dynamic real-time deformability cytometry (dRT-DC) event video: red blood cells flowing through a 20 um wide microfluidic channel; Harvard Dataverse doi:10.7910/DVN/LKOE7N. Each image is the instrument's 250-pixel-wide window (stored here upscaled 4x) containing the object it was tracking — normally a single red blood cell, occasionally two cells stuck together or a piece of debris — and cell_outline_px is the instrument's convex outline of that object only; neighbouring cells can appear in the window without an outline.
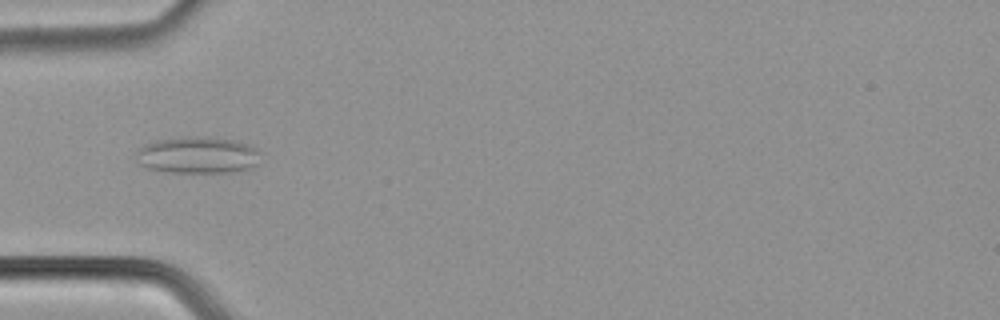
{"species": "common noctule bat (a hibernating species)", "species_latin": "Nyctalus noctula", "temperature_condition": "cold", "stored_images_in_passage": 51, "camera_frame_rate_fps": 3000, "um_per_image_px": 0.085, "animal": {"sex": "male", "body_mass_g": 21.5, "forearm_length_mm": 52.0}, "frame": {"image": 1, "passage_image": 14, "time_ms": 4.333, "image_size_px": [1000, 320], "cell_outline_px": [[256, 164], [248, 168], [232, 172], [168, 172], [148, 168], [140, 164], [136, 152], [144, 144], [156, 140], [192, 136], [204, 136], [236, 140], [252, 148], [256, 152]], "centroid_in_image_um": [16.72, 13.18], "position_along_channel_um": 68.3, "area_um2": 26.07}}
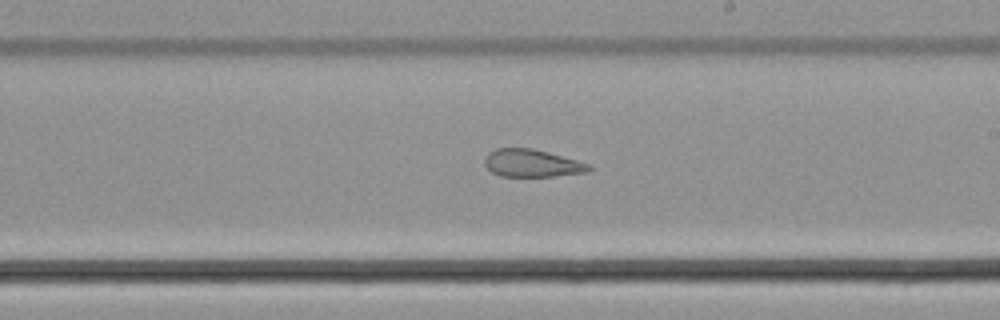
{"frame": {"image": 2, "passage_image": 28, "time_ms": 9.0, "image_size_px": [1000, 320], "cell_outline_px": [[592, 168], [588, 172], [552, 176], [500, 176], [492, 172], [484, 164], [484, 156], [488, 152], [496, 148], [532, 148], [576, 160], [588, 164]], "centroid_in_image_um": [45.16, 13.87], "position_along_channel_um": 243.8, "area_um2": 16.65}}
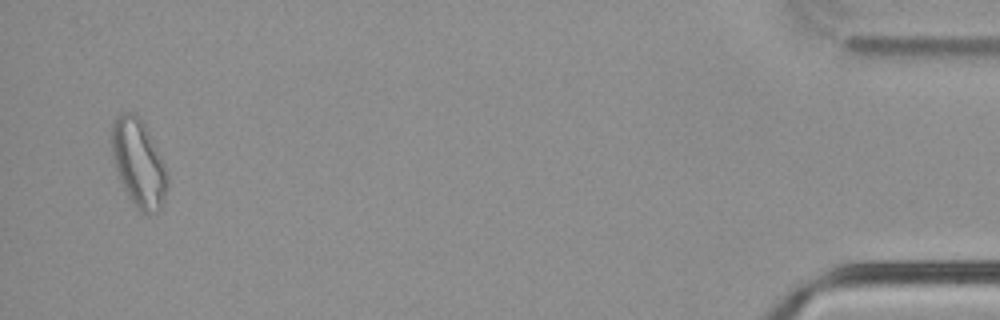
{"frame": {"image": 3, "passage_image": 49, "time_ms": 16.0, "image_size_px": [1000, 320], "cell_outline_px": [[168, 184], [160, 208], [156, 212], [140, 212], [136, 208], [128, 196], [116, 172], [112, 156], [112, 124], [120, 112], [132, 112], [144, 124], [164, 164], [168, 176]], "centroid_in_image_um": [11.76, 13.87], "position_along_channel_um": 423.4, "area_um2": 27.86}, "authors_computed_cell_mechanics": {"area_um2": 22.542, "velocity_mm_per_s": 3.7873, "shape_relaxation_time_tau1_ms": null, "shape_relaxation_time_tau2_ms": 2.3081, "deformation_change_tau1": null, "deformation_change_tau2": 0.1016}}